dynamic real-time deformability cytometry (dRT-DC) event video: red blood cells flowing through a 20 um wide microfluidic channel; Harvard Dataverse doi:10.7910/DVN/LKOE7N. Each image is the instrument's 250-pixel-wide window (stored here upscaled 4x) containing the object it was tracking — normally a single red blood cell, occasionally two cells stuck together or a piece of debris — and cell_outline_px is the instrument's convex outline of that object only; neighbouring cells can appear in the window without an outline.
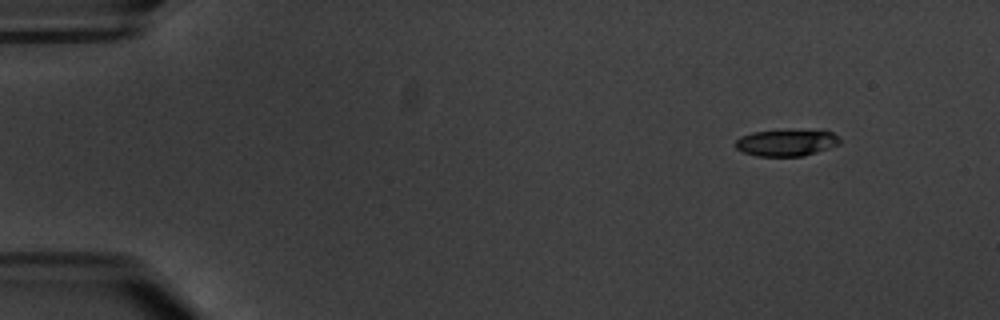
{"species": "common noctule bat (a hibernating species)", "species_latin": "Nyctalus noctula", "temperature_condition": "warm", "stored_images_in_passage": 6, "camera_frame_rate_fps": 3000, "um_per_image_px": 0.085, "animal": {"sex": "male", "body_mass_g": 20.1, "forearm_length_mm": 53.5}, "frame": {"image": 1, "passage_image": 1, "time_ms": 0.0, "image_size_px": [1000, 320], "cell_outline_px": [[840, 144], [804, 156], [756, 156], [744, 152], [736, 148], [732, 144], [740, 136], [752, 132], [788, 128], [832, 132], [840, 140]], "centroid_in_image_um": [66.79, 12.1], "position_along_channel_um": 18.2, "area_um2": 16.65}}
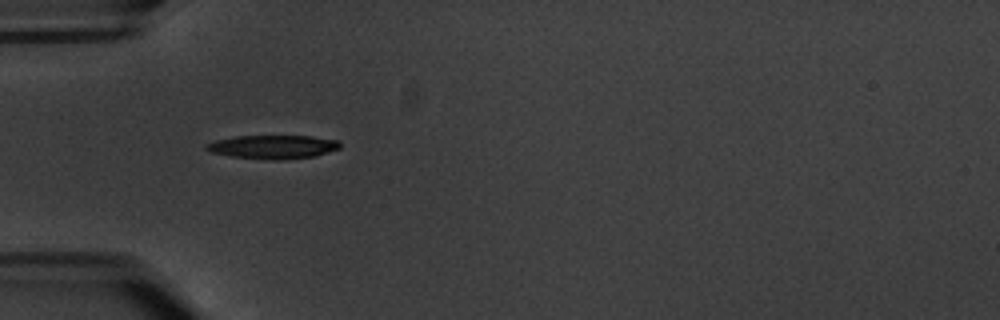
{"frame": {"image": 2, "passage_image": 4, "time_ms": 4.333, "image_size_px": [1000, 320], "cell_outline_px": [[340, 148], [316, 156], [284, 160], [272, 160], [232, 156], [212, 152], [204, 148], [204, 144], [216, 140], [236, 136], [312, 136], [340, 140]], "centroid_in_image_um": [23.23, 12.48], "position_along_channel_um": 61.8, "area_um2": 18.5}}
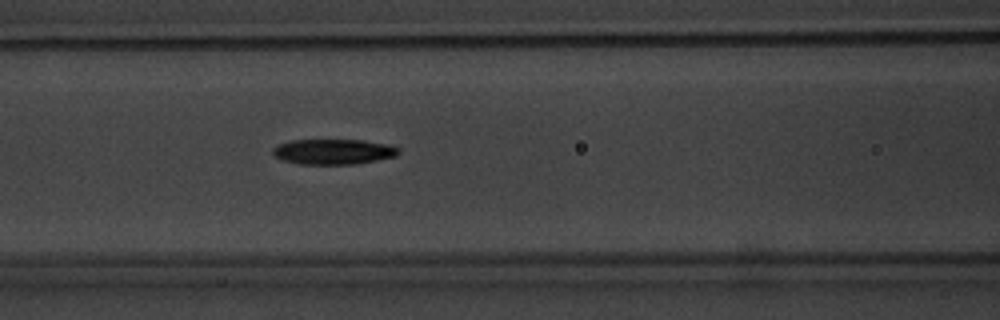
{"frame": {"image": 3, "passage_image": 6, "time_ms": 6.667, "image_size_px": [1000, 320], "cell_outline_px": [[400, 152], [396, 156], [356, 164], [296, 164], [280, 160], [272, 152], [272, 148], [280, 144], [292, 140], [364, 140], [388, 144], [400, 148]], "centroid_in_image_um": [28.34, 12.89], "position_along_channel_um": 138.3, "area_um2": 18.67}}